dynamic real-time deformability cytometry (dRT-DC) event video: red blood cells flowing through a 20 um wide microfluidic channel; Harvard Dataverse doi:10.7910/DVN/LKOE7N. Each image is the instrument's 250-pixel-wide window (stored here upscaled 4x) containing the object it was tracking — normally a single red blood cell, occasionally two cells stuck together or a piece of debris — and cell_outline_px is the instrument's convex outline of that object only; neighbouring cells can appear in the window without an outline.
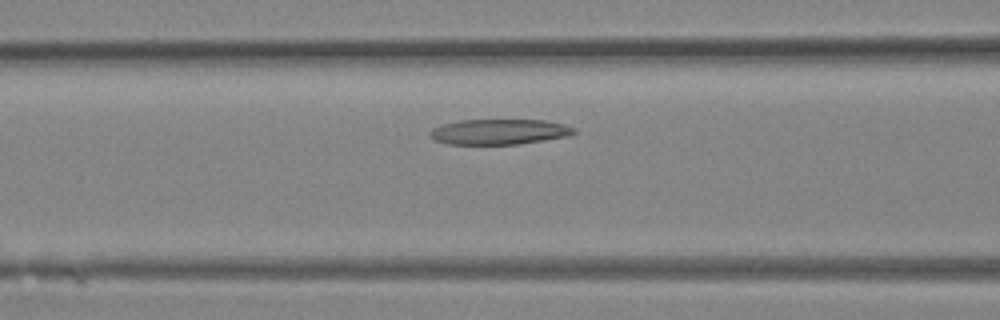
{"species": "Egyptian fruit bat (a non-hibernating species)", "species_latin": "Rousettus aegyptiacus", "temperature_condition": "room temperature", "stored_images_in_passage": 29, "camera_frame_rate_fps": 3000, "um_per_image_px": 0.085, "animal": {"sex": "female"}, "frame": {"image": 1, "passage_image": 9, "time_ms": 2.667, "image_size_px": [1000, 320], "cell_outline_px": [[580, 132], [572, 136], [516, 144], [448, 144], [436, 140], [428, 132], [432, 128], [440, 124], [460, 120], [544, 120], [564, 124], [576, 128]], "centroid_in_image_um": [42.5, 11.19], "position_along_channel_um": 124.1, "area_um2": 21.5}}
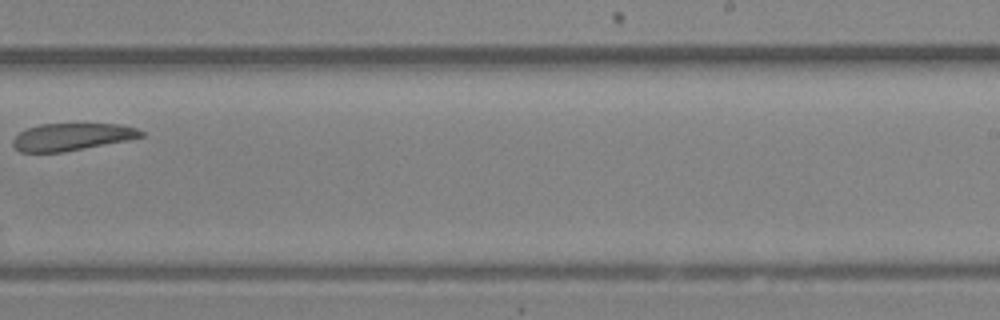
{"frame": {"image": 2, "passage_image": 17, "time_ms": 5.333, "image_size_px": [1000, 320], "cell_outline_px": [[144, 136], [128, 140], [64, 152], [20, 152], [12, 144], [12, 140], [20, 132], [28, 128], [40, 124], [120, 124], [136, 128], [144, 132]], "centroid_in_image_um": [6.11, 11.63], "position_along_channel_um": 282.9, "area_um2": 20.29}}
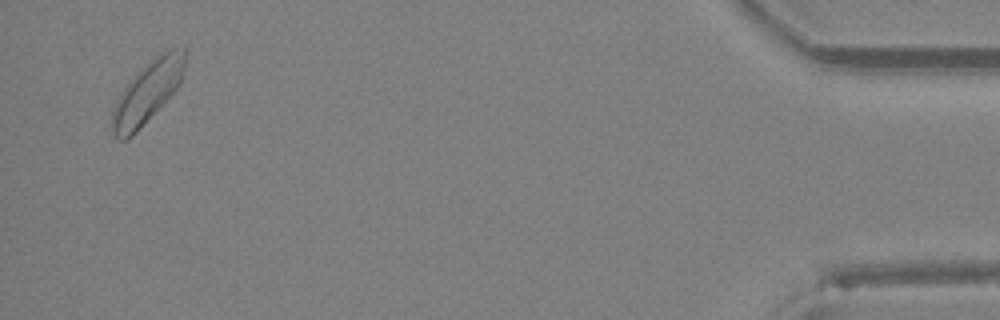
{"frame": {"image": 3, "passage_image": 28, "time_ms": 9.0, "image_size_px": [1000, 320], "cell_outline_px": [[188, 60], [180, 80], [176, 88], [136, 132], [132, 136], [124, 140], [120, 140], [112, 132], [112, 112], [116, 100], [124, 88], [136, 72], [140, 68], [160, 52], [172, 48], [184, 48], [188, 52]], "centroid_in_image_um": [12.55, 7.76], "position_along_channel_um": 422.6, "area_um2": 25.95}}